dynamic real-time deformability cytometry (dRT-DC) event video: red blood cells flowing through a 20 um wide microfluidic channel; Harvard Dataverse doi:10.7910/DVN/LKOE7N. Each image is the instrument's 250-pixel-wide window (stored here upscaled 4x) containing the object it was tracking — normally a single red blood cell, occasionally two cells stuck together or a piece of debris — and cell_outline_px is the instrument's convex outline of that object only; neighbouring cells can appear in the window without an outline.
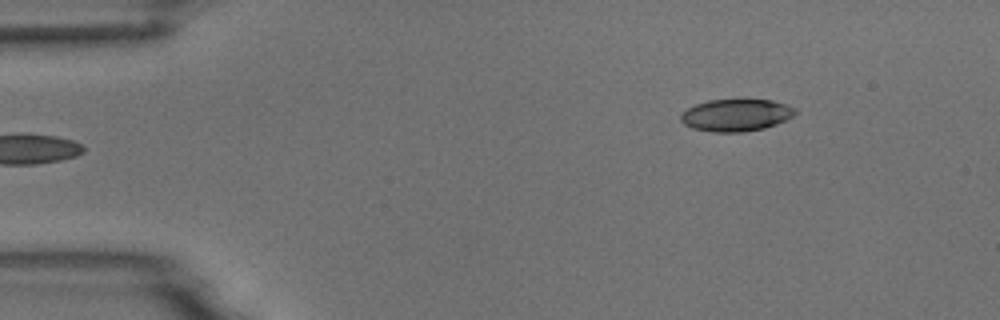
{"species": "common noctule bat (a hibernating species)", "species_latin": "Nyctalus noctula", "temperature_condition": "room temperature", "stored_images_in_passage": 2, "camera_frame_rate_fps": 3000, "um_per_image_px": 0.085, "animal": {"sex": "male", "body_mass_g": 18.8}, "frame": {"image": 1, "passage_image": 2, "time_ms": 0.333, "image_size_px": [1000, 320], "cell_outline_px": [[796, 112], [792, 116], [776, 124], [764, 128], [744, 132], [712, 132], [692, 128], [684, 124], [680, 120], [680, 116], [688, 108], [696, 104], [708, 100], [772, 100], [796, 108]], "centroid_in_image_um": [62.55, 9.79], "position_along_channel_um": 22.5, "area_um2": 21.27}}